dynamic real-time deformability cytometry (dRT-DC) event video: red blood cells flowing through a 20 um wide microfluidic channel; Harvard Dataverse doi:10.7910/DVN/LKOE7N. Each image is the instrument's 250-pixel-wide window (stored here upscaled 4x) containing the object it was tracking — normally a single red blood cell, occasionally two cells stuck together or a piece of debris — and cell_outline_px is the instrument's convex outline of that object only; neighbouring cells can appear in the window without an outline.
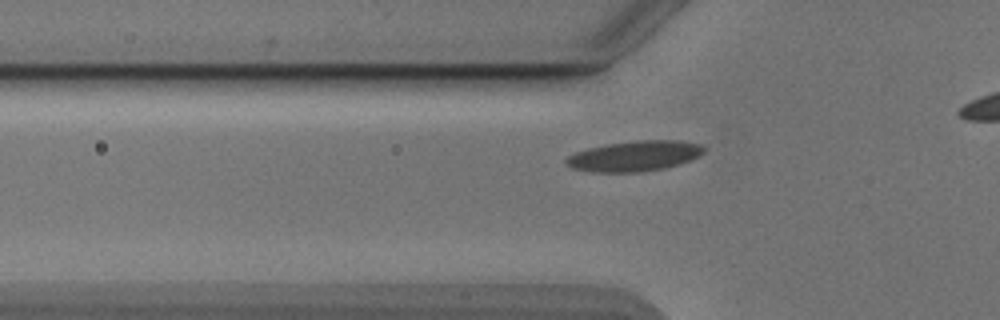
{"species": "Egyptian fruit bat (a non-hibernating species)", "species_latin": "Rousettus aegyptiacus", "temperature_condition": "cold", "stored_images_in_passage": 39, "camera_frame_rate_fps": 3000, "um_per_image_px": 0.085, "animal": {"sex": "male"}, "frame": {"image": 1, "passage_image": 13, "time_ms": 4.0, "image_size_px": [1000, 320], "cell_outline_px": [[708, 148], [700, 156], [692, 160], [680, 164], [664, 168], [640, 172], [592, 172], [572, 168], [564, 164], [564, 160], [568, 156], [576, 152], [588, 148], [608, 144], [636, 140], [680, 140], [700, 144]], "centroid_in_image_um": [53.97, 13.26], "position_along_channel_um": 71.8, "area_um2": 24.68}}
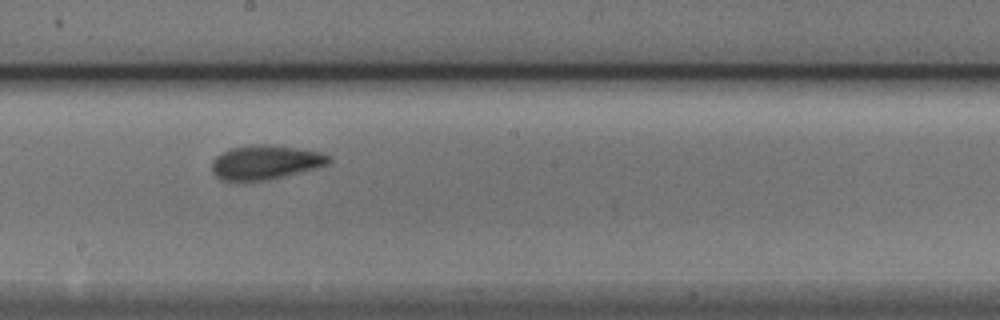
{"frame": {"image": 2, "passage_image": 25, "time_ms": 8.0, "image_size_px": [1000, 320], "cell_outline_px": [[332, 160], [328, 164], [316, 168], [268, 180], [220, 180], [212, 172], [212, 160], [216, 156], [232, 148], [252, 144], [264, 144], [296, 148], [320, 152], [332, 156]], "centroid_in_image_um": [22.57, 13.79], "position_along_channel_um": 225.6, "area_um2": 23.18}}
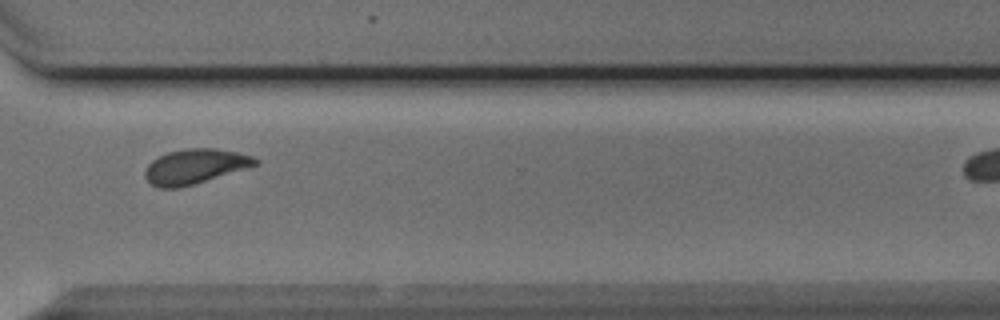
{"frame": {"image": 3, "passage_image": 35, "time_ms": 11.333, "image_size_px": [1000, 320], "cell_outline_px": [[260, 164], [248, 168], [180, 188], [160, 188], [152, 184], [144, 176], [144, 172], [148, 164], [152, 160], [168, 152], [188, 148], [216, 148], [236, 152], [252, 156], [260, 160]], "centroid_in_image_um": [16.6, 14.15], "position_along_channel_um": 354.0, "area_um2": 22.37}}